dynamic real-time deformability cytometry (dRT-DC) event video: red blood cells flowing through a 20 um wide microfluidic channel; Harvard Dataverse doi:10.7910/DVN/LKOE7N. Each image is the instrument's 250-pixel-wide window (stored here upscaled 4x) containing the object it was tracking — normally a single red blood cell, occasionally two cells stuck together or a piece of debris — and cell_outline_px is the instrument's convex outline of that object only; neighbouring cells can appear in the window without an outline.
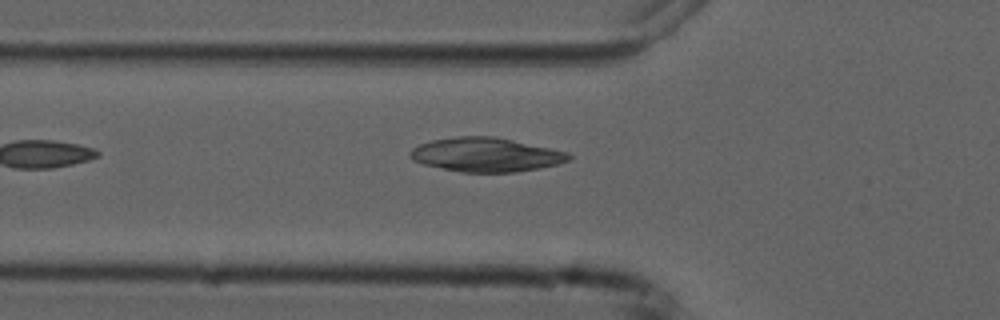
{"species": "common noctule bat (a hibernating species)", "species_latin": "Nyctalus noctula", "temperature_condition": "cold", "stored_images_in_passage": 6, "camera_frame_rate_fps": 3000, "um_per_image_px": 0.085, "animal": {"sex": "male", "forearm_length_mm": 52.5}, "frame": {"image": 1, "passage_image": 6, "time_ms": 5.667, "image_size_px": [1000, 320], "cell_outline_px": [[572, 156], [568, 160], [556, 164], [540, 168], [516, 172], [460, 172], [424, 164], [412, 160], [408, 156], [408, 152], [412, 148], [420, 144], [432, 140], [456, 136], [492, 136], [512, 140], [568, 152]], "centroid_in_image_um": [41.26, 13.15], "position_along_channel_um": 84.5, "area_um2": 31.33}}